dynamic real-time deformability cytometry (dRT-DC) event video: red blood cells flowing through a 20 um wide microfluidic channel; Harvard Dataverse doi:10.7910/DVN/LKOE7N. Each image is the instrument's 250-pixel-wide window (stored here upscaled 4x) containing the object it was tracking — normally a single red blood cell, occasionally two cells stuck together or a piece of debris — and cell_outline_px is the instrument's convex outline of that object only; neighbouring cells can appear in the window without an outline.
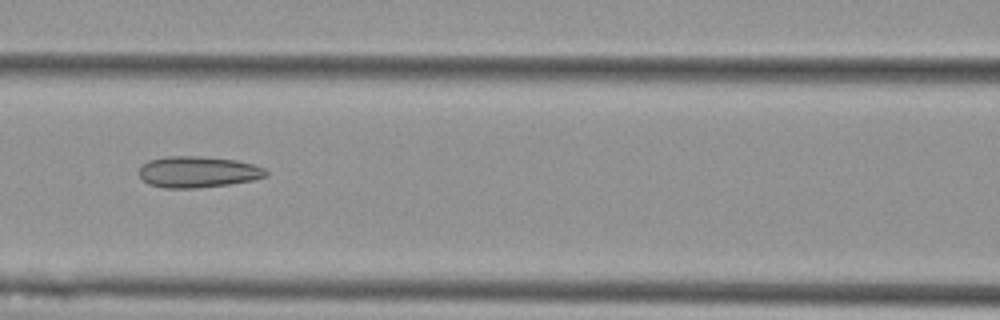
{"species": "Egyptian fruit bat (a non-hibernating species)", "species_latin": "Rousettus aegyptiacus", "temperature_condition": "cold", "stored_images_in_passage": 8, "camera_frame_rate_fps": 3000, "um_per_image_px": 0.085, "animal": {"sex": "female"}, "frame": {"image": 1, "passage_image": 7, "time_ms": 7.0, "image_size_px": [1000, 320], "cell_outline_px": [[268, 176], [252, 180], [228, 184], [196, 188], [164, 188], [148, 184], [140, 176], [140, 168], [148, 160], [168, 156], [200, 156], [236, 160], [252, 164], [264, 168], [268, 172]], "centroid_in_image_um": [16.83, 14.61], "position_along_channel_um": 149.8, "area_um2": 23.0}}
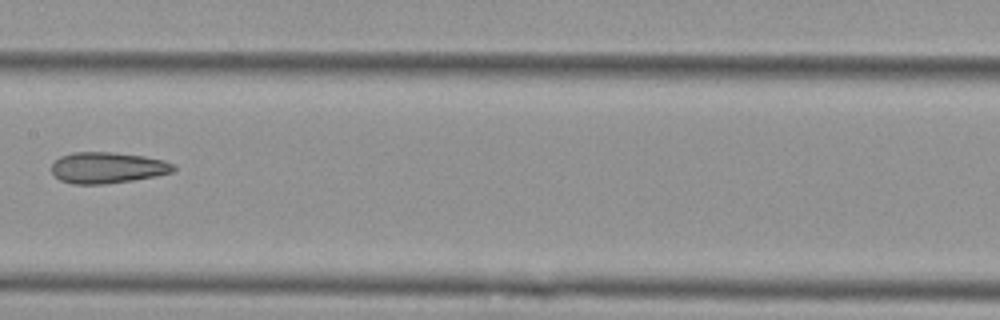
{"frame": {"image": 2, "passage_image": 8, "time_ms": 8.333, "image_size_px": [1000, 320], "cell_outline_px": [[176, 168], [172, 172], [156, 176], [132, 180], [104, 184], [72, 184], [60, 180], [52, 172], [52, 164], [60, 156], [72, 152], [112, 152], [144, 156], [164, 160], [176, 164]], "centroid_in_image_um": [9.15, 14.25], "position_along_channel_um": 198.2, "area_um2": 22.2}}